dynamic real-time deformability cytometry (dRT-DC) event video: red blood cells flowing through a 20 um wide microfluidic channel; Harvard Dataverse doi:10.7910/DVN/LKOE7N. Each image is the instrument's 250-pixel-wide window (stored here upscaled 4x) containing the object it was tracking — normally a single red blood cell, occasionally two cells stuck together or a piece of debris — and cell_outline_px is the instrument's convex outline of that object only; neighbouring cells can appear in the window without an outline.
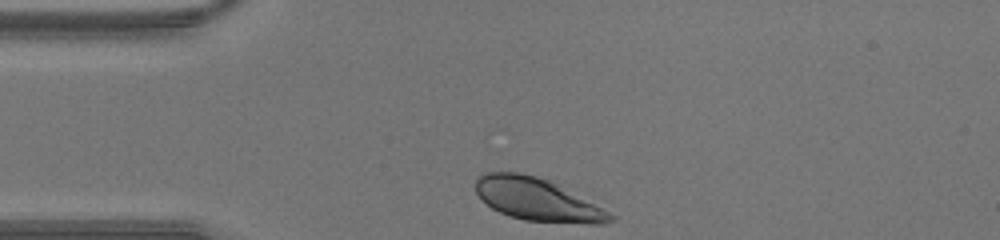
{"species": "human", "species_latin": "Homo sapiens", "temperature_condition": "warm", "stored_images_in_passage": 26, "camera_frame_rate_fps": 3000, "um_per_image_px": 0.085, "donor": {"sex": "male"}, "frame": {"image": 1, "passage_image": 1, "time_ms": 0.0, "image_size_px": [1000, 240], "cell_outline_px": [[616, 220], [604, 224], [588, 224], [524, 220], [500, 212], [492, 208], [476, 192], [476, 176], [484, 172], [520, 172], [536, 176], [548, 180], [556, 184], [616, 216]], "centroid_in_image_um": [45.66, 16.96], "position_along_channel_um": 39.3, "area_um2": 32.95}}
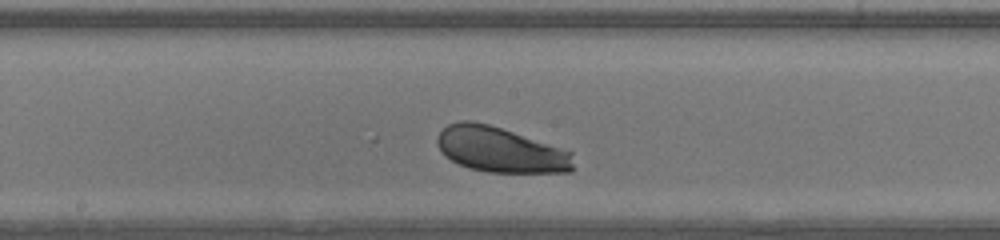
{"frame": {"image": 2, "passage_image": 14, "time_ms": 4.333, "image_size_px": [1000, 240], "cell_outline_px": [[572, 172], [488, 172], [468, 168], [444, 156], [440, 152], [436, 144], [436, 136], [448, 124], [460, 120], [472, 120], [488, 124], [572, 152]], "centroid_in_image_um": [42.46, 12.73], "position_along_channel_um": 205.7, "area_um2": 35.66}}
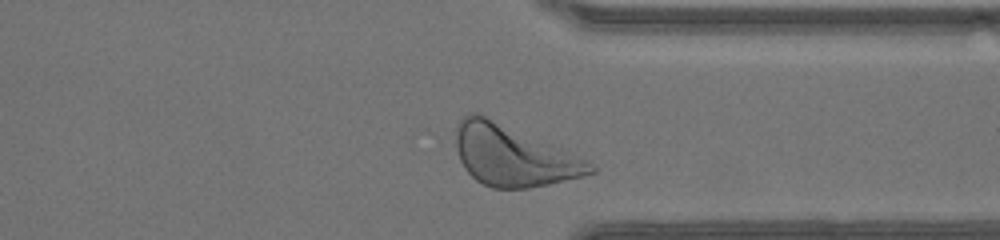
{"frame": {"image": 3, "passage_image": 25, "time_ms": 8.0, "image_size_px": [1000, 240], "cell_outline_px": [[596, 172], [548, 184], [528, 188], [492, 188], [476, 180], [464, 168], [460, 160], [456, 148], [456, 124], [460, 116], [468, 112], [476, 112], [584, 160], [596, 168]], "centroid_in_image_um": [43.5, 13.23], "position_along_channel_um": 367.9, "area_um2": 46.18}}